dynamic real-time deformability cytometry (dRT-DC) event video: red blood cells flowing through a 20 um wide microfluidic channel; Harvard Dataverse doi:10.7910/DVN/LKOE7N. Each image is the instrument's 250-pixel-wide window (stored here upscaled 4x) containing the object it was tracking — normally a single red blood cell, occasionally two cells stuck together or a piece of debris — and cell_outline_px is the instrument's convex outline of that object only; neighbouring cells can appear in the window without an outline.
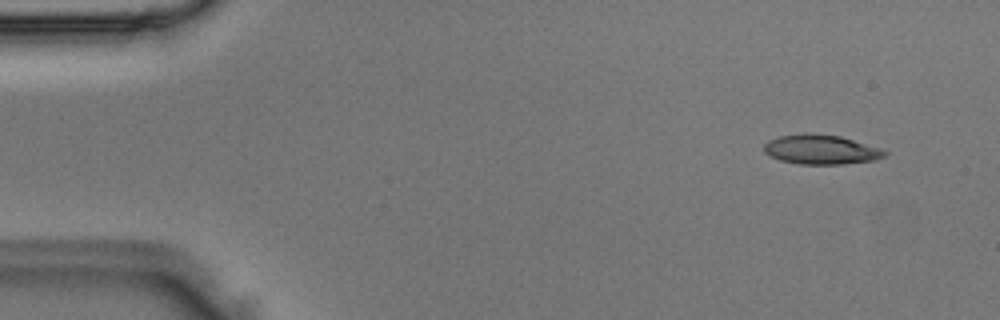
{"species": "Egyptian fruit bat (a non-hibernating species)", "species_latin": "Rousettus aegyptiacus", "temperature_condition": "room temperature", "stored_images_in_passage": 5, "camera_frame_rate_fps": 3000, "um_per_image_px": 0.085, "animal": {"sex": "male"}, "frame": {"image": 1, "passage_image": 1, "time_ms": 0.0, "image_size_px": [1000, 320], "cell_outline_px": [[888, 152], [884, 156], [876, 160], [840, 164], [800, 164], [780, 160], [764, 152], [764, 144], [768, 140], [780, 136], [804, 132], [808, 132], [840, 136], [880, 148]], "centroid_in_image_um": [69.77, 12.7], "position_along_channel_um": 15.2, "area_um2": 20.75}}
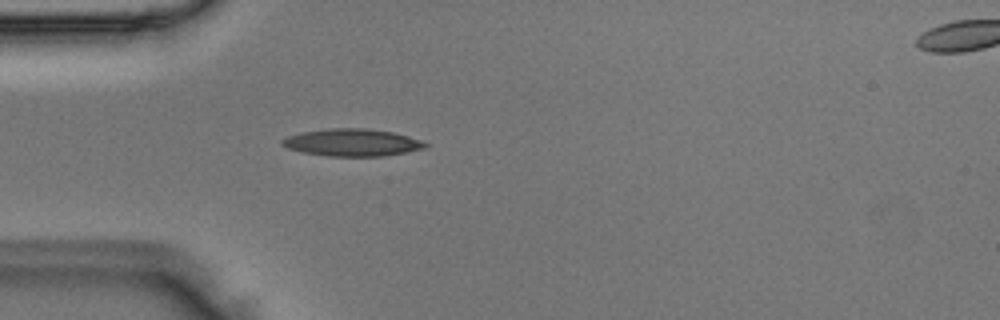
{"frame": {"image": 2, "passage_image": 4, "time_ms": 1.0, "image_size_px": [1000, 320], "cell_outline_px": [[428, 148], [384, 156], [328, 156], [304, 152], [288, 148], [280, 144], [280, 140], [288, 136], [300, 132], [328, 128], [368, 128], [392, 132], [424, 140], [428, 144]], "centroid_in_image_um": [29.97, 12.11], "position_along_channel_um": 55.0, "area_um2": 22.95}}